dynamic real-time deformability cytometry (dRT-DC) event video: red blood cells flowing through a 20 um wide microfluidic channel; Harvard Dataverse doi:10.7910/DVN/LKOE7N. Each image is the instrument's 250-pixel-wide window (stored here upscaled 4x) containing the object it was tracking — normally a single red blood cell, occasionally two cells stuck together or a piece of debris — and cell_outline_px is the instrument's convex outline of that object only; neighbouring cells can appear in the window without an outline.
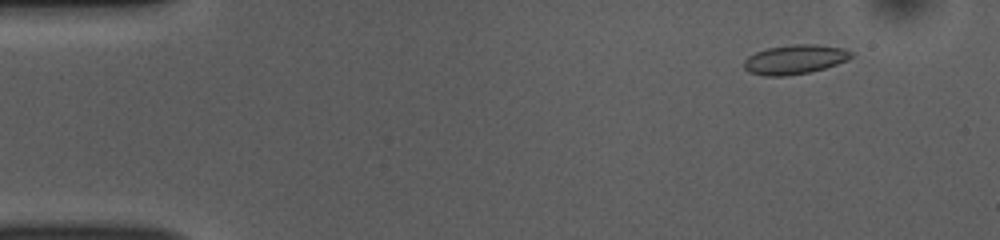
{"species": "common noctule bat (a hibernating species)", "species_latin": "Nyctalus noctula", "temperature_condition": "room temperature", "stored_images_in_passage": 51, "camera_frame_rate_fps": 3000, "um_per_image_px": 0.085, "animal": {"sex": "female", "body_mass_g": 10.0, "forearm_length_mm": 53.1}, "frame": {"image": 1, "passage_image": 5, "time_ms": 1.333, "image_size_px": [1000, 240], "cell_outline_px": [[852, 56], [848, 60], [824, 68], [808, 72], [784, 76], [764, 76], [748, 72], [744, 68], [744, 60], [748, 56], [756, 52], [768, 48], [796, 44], [816, 44], [844, 48], [852, 52]], "centroid_in_image_um": [67.55, 5.05], "position_along_channel_um": 17.5, "area_um2": 18.26}}
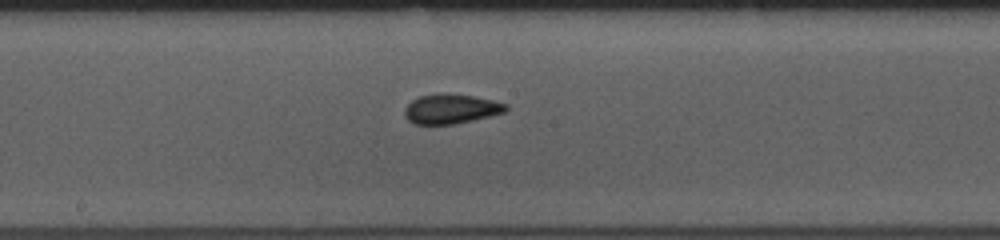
{"frame": {"image": 2, "passage_image": 27, "time_ms": 8.667, "image_size_px": [1000, 240], "cell_outline_px": [[508, 108], [504, 112], [472, 120], [452, 124], [412, 124], [404, 116], [404, 108], [412, 100], [420, 96], [440, 92], [444, 92], [472, 96], [492, 100], [508, 104]], "centroid_in_image_um": [38.29, 9.24], "position_along_channel_um": 209.9, "area_um2": 17.51}}
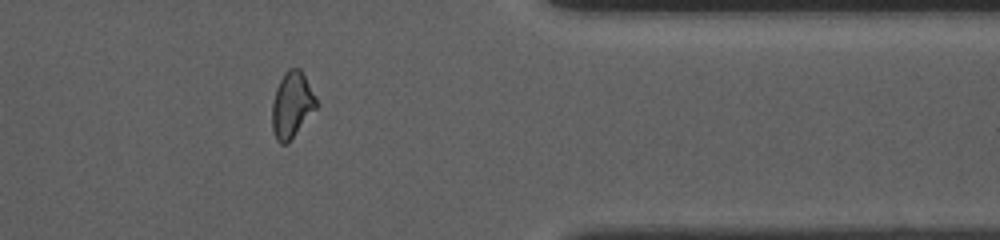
{"frame": {"image": 3, "passage_image": 42, "time_ms": 13.667, "image_size_px": [1000, 240], "cell_outline_px": [[320, 104], [288, 144], [280, 144], [276, 140], [272, 128], [272, 104], [276, 88], [284, 72], [288, 68], [300, 68]], "centroid_in_image_um": [24.82, 8.94], "position_along_channel_um": 386.6, "area_um2": 17.22}, "authors_computed_cell_mechanics": {"area_um2": 17.3978, "velocity_mm_per_s": 3.8612, "shape_relaxation_time_tau1_ms": null, "shape_relaxation_time_tau2_ms": 1.5722, "deformation_change_tau1": null, "deformation_change_tau2": 0.0611}}